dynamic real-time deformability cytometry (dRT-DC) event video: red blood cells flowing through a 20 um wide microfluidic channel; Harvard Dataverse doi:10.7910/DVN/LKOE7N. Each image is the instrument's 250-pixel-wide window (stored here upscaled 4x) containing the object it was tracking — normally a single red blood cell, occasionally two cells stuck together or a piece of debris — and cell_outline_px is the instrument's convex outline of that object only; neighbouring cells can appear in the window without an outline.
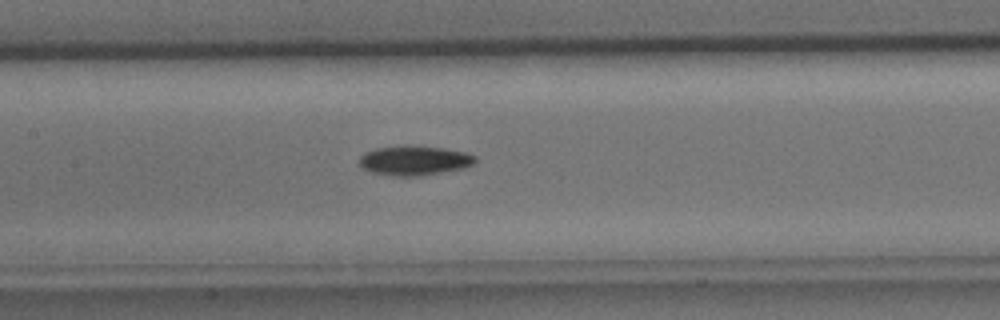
{"species": "common noctule bat (a hibernating species)", "species_latin": "Nyctalus noctula", "temperature_condition": "cold", "stored_images_in_passage": 28, "camera_frame_rate_fps": 3000, "um_per_image_px": 0.085, "animal": {"sex": "male", "body_mass_g": 15.6}, "frame": {"image": 1, "passage_image": 13, "time_ms": 4.0, "image_size_px": [1000, 320], "cell_outline_px": [[476, 160], [472, 164], [464, 168], [420, 176], [392, 176], [372, 172], [364, 168], [360, 164], [360, 156], [364, 152], [376, 148], [408, 144], [444, 148], [464, 152], [476, 156]], "centroid_in_image_um": [35.21, 13.63], "position_along_channel_um": 172.2, "area_um2": 20.11}}